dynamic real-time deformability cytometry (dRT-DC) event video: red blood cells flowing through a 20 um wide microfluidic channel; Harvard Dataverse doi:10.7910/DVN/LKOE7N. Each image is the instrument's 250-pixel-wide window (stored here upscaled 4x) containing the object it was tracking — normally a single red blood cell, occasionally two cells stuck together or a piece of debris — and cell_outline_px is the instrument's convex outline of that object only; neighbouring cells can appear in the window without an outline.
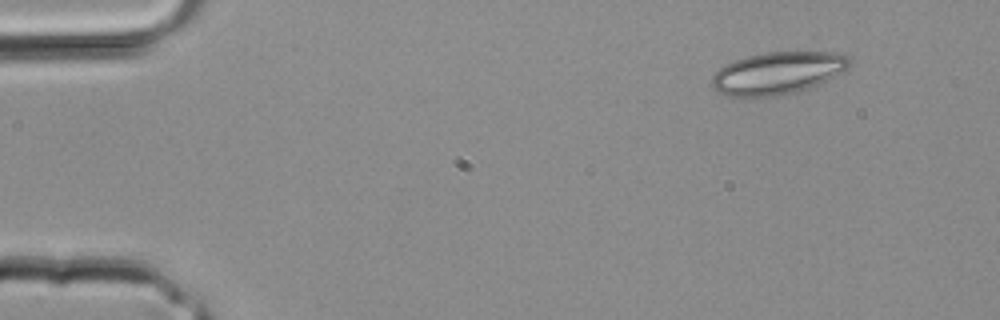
{"species": "common noctule bat (a hibernating species)", "species_latin": "Nyctalus noctula", "temperature_condition": "room temperature", "stored_images_in_passage": 2, "camera_frame_rate_fps": 3000, "um_per_image_px": 0.085, "animal": {"sex": "male", "body_mass_g": 20.4}, "frame": {"image": 1, "passage_image": 1, "time_ms": 0.0, "image_size_px": [1000, 320], "cell_outline_px": [[852, 64], [848, 68], [808, 88], [796, 92], [776, 96], [728, 96], [712, 88], [712, 76], [724, 64], [748, 56], [764, 52], [828, 52], [848, 56]], "centroid_in_image_um": [66.07, 6.2], "position_along_channel_um": 18.9, "area_um2": 33.47}}